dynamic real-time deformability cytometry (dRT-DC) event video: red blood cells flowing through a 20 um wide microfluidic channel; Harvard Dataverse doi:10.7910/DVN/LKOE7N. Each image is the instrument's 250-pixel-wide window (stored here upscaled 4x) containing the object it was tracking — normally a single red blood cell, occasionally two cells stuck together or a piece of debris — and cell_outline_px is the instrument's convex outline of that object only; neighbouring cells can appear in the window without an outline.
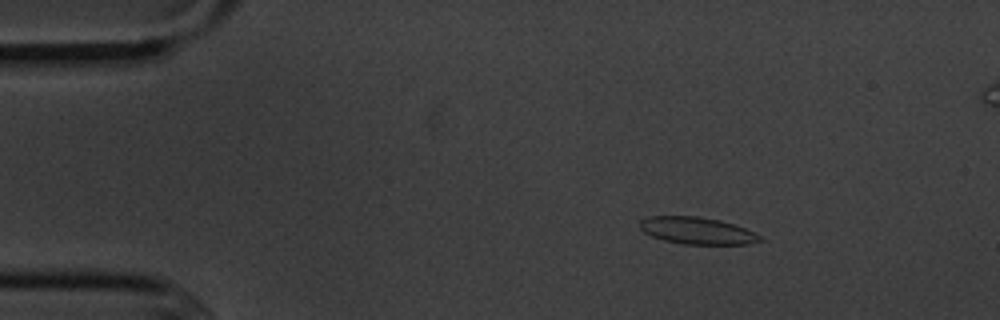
{"species": "common noctule bat (a hibernating species)", "species_latin": "Nyctalus noctula", "temperature_condition": "cold", "stored_images_in_passage": 5, "camera_frame_rate_fps": 3000, "um_per_image_px": 0.085, "animal": {"sex": "male", "body_mass_g": 20.1, "forearm_length_mm": 53.5}, "frame": {"image": 1, "passage_image": 2, "time_ms": 1.333, "image_size_px": [1000, 320], "cell_outline_px": [[764, 240], [748, 244], [684, 244], [664, 240], [652, 236], [644, 232], [640, 228], [640, 220], [648, 216], [696, 216], [720, 220], [744, 228], [760, 236]], "centroid_in_image_um": [59.23, 19.6], "position_along_channel_um": 25.8, "area_um2": 18.73}}